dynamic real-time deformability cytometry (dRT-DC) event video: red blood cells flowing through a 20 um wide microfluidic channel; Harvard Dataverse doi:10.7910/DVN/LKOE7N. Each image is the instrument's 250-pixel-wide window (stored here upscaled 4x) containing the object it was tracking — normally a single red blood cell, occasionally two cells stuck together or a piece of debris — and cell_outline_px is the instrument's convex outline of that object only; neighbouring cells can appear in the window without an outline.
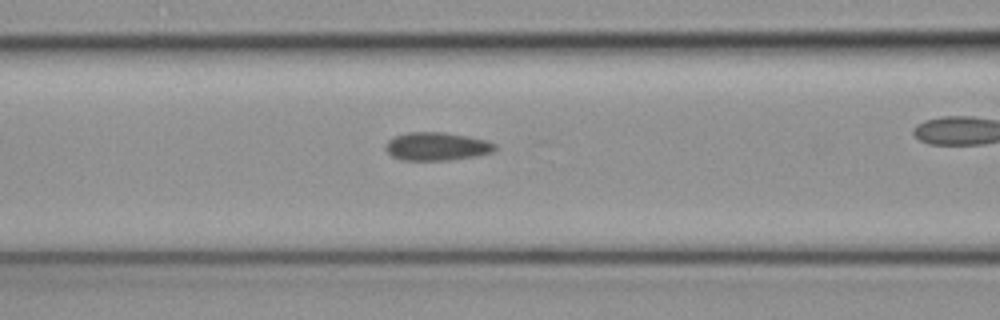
{"species": "common noctule bat (a hibernating species)", "species_latin": "Nyctalus noctula", "temperature_condition": "cold", "stored_images_in_passage": 40, "camera_frame_rate_fps": 3000, "um_per_image_px": 0.085, "animal": {"sex": "female", "body_mass_g": 19.3, "forearm_length_mm": 54.1}, "frame": {"image": 1, "passage_image": 22, "time_ms": 7.0, "image_size_px": [1000, 320], "cell_outline_px": [[496, 148], [492, 152], [476, 156], [448, 160], [400, 160], [392, 156], [384, 148], [388, 140], [396, 136], [408, 132], [440, 132], [468, 136], [488, 140], [496, 144]], "centroid_in_image_um": [37.13, 12.44], "position_along_channel_um": 129.5, "area_um2": 17.98}}
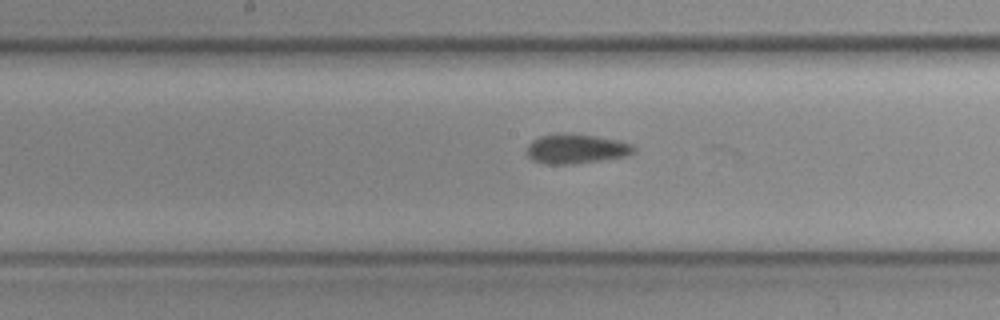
{"frame": {"image": 2, "passage_image": 27, "time_ms": 8.667, "image_size_px": [1000, 320], "cell_outline_px": [[636, 148], [628, 156], [572, 164], [544, 164], [532, 160], [528, 156], [528, 144], [532, 140], [540, 136], [560, 132], [596, 136], [616, 140], [632, 144]], "centroid_in_image_um": [48.95, 12.64], "position_along_channel_um": 199.3, "area_um2": 18.44}}
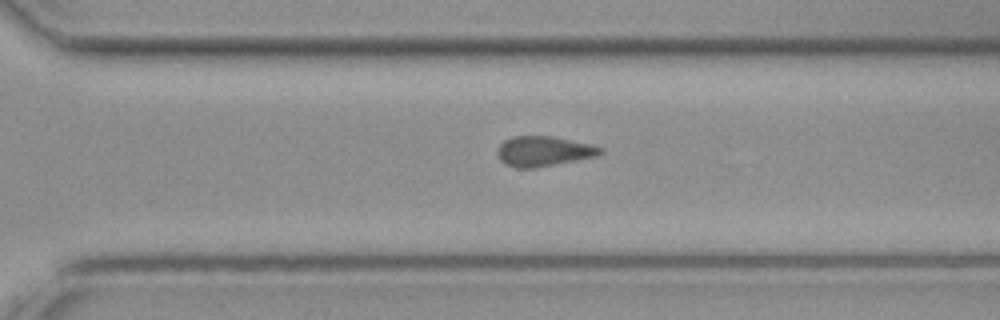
{"frame": {"image": 3, "passage_image": 36, "time_ms": 11.667, "image_size_px": [1000, 320], "cell_outline_px": [[604, 152], [596, 156], [536, 168], [516, 168], [504, 164], [500, 160], [496, 152], [500, 144], [504, 140], [512, 136], [552, 136], [588, 144], [604, 148]], "centroid_in_image_um": [46.17, 12.86], "position_along_channel_um": 324.4, "area_um2": 18.03}}